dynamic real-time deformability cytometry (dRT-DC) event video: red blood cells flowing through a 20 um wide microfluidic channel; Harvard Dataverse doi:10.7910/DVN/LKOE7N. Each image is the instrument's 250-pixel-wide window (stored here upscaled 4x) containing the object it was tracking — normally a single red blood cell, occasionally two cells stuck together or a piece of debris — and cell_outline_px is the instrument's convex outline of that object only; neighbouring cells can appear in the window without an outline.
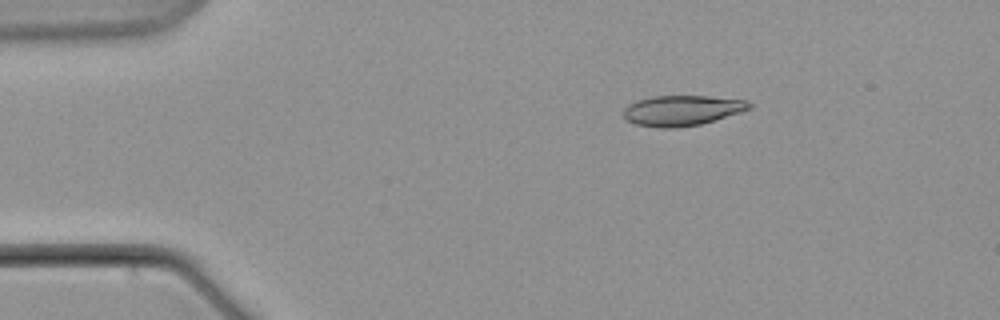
{"species": "common noctule bat (a hibernating species)", "species_latin": "Nyctalus noctula", "temperature_condition": "warm", "stored_images_in_passage": 3, "camera_frame_rate_fps": 3000, "um_per_image_px": 0.085, "animal": {"sex": "male", "body_mass_g": 21.5, "forearm_length_mm": 52.0}, "frame": {"image": 1, "passage_image": 1, "time_ms": 0.0, "image_size_px": [1000, 320], "cell_outline_px": [[752, 108], [740, 112], [700, 124], [676, 128], [660, 128], [636, 124], [628, 120], [624, 116], [624, 108], [628, 104], [652, 96], [708, 96], [744, 100], [752, 104]], "centroid_in_image_um": [57.96, 9.39], "position_along_channel_um": 27.0, "area_um2": 21.96}}